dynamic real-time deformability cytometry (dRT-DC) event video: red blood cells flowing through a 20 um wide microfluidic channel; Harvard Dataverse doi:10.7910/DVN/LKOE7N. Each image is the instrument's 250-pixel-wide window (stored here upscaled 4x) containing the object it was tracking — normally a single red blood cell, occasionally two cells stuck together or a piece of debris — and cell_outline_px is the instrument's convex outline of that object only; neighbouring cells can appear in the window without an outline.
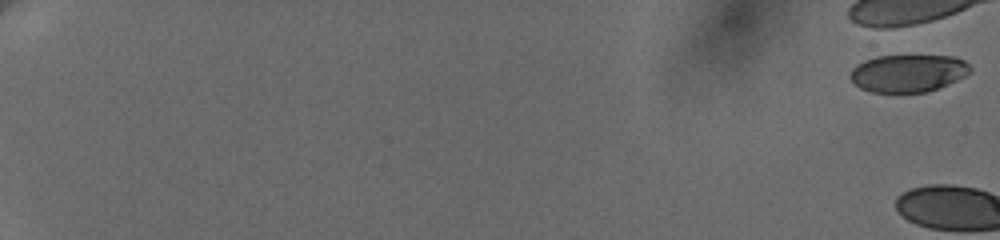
{"species": "human", "species_latin": "Homo sapiens", "temperature_condition": "cold", "stored_images_in_passage": 10, "camera_frame_rate_fps": 3000, "um_per_image_px": 0.085, "donor": {"sex": "female"}, "frame": {"image": 1, "passage_image": 1, "time_ms": 0.0, "image_size_px": [1000, 240], "cell_outline_px": [[972, 72], [948, 84], [928, 92], [872, 92], [860, 88], [848, 76], [852, 68], [856, 64], [864, 60], [876, 56], [956, 56], [964, 60], [972, 68]], "centroid_in_image_um": [77.19, 6.21], "position_along_channel_um": 7.8, "area_um2": 26.36}}